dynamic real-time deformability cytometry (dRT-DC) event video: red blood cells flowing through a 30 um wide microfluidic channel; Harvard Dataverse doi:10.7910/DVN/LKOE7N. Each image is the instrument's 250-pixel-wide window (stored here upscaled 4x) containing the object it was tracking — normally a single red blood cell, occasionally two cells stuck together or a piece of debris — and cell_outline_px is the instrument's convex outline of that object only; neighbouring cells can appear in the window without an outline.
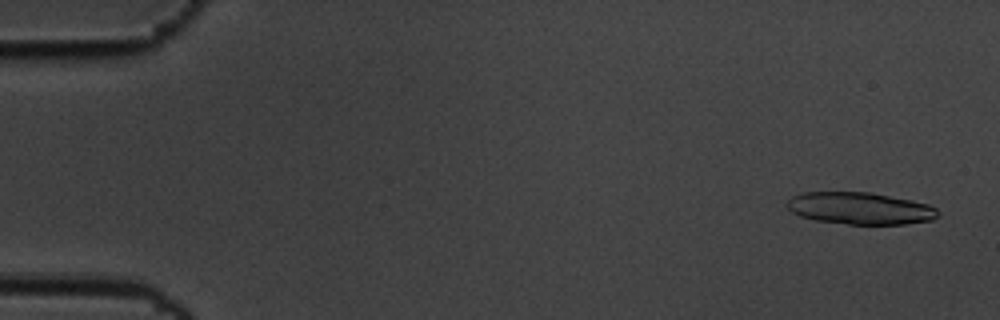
{"species": "common noctule bat (a hibernating species)", "species_latin": "Nyctalus noctula", "temperature_condition": "cold", "stored_images_in_passage": 58, "segment_of_instrument_passage": [1, 2], "camera_frame_rate_fps": 3000, "um_per_image_px": 0.085, "animal": {"sex": "male", "body_mass_g": 19.5, "forearm_length_mm": 54.6}, "frame": {"image": 1, "passage_image": 3, "time_ms": 0.667, "image_size_px": [1000, 320], "cell_outline_px": [[936, 216], [928, 220], [900, 224], [852, 224], [824, 220], [804, 216], [796, 212], [800, 196], [812, 192], [860, 192], [884, 196], [924, 204], [932, 208]], "centroid_in_image_um": [73.27, 17.73], "position_along_channel_um": 11.7, "area_um2": 25.2}}
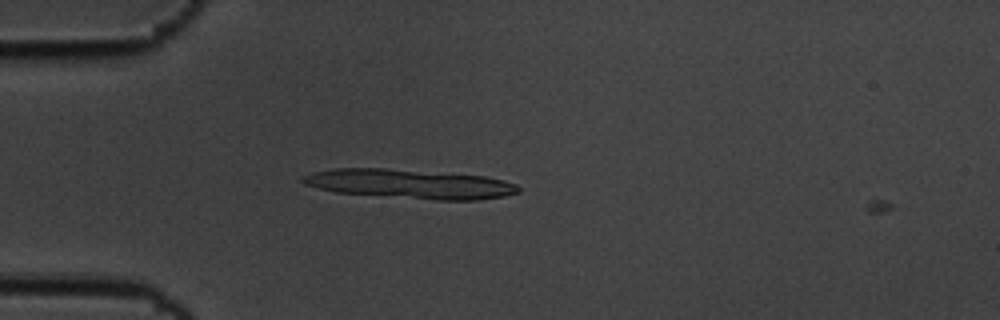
{"frame": {"image": 2, "passage_image": 16, "time_ms": 5.0, "image_size_px": [1000, 320], "cell_outline_px": [[516, 192], [496, 196], [468, 200], [456, 200], [344, 192], [324, 188], [316, 184], [316, 180], [324, 172], [352, 168], [368, 168], [480, 176], [500, 180], [512, 184], [516, 188]], "centroid_in_image_um": [35.16, 15.64], "position_along_channel_um": 49.8, "area_um2": 32.19}}